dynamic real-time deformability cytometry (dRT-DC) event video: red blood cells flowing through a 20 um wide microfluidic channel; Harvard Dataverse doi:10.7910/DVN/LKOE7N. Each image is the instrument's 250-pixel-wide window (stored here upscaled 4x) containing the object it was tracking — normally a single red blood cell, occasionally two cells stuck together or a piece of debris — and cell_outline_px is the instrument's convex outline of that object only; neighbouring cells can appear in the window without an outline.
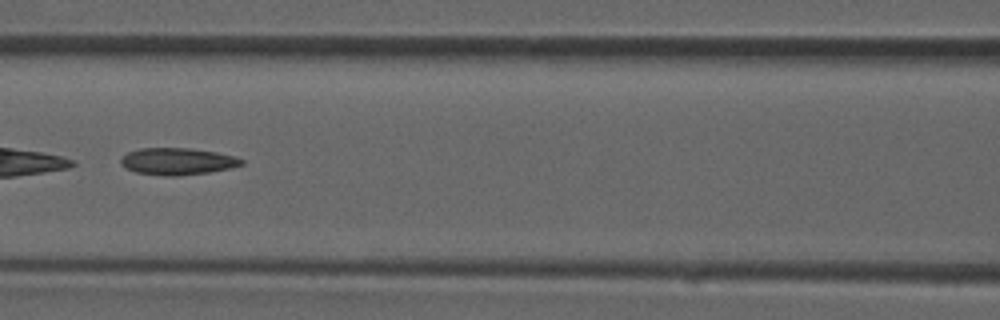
{"species": "common noctule bat (a hibernating species)", "species_latin": "Nyctalus noctula", "temperature_condition": "room temperature", "stored_images_in_passage": 37, "camera_frame_rate_fps": 3000, "um_per_image_px": 0.085, "animal": {"sex": "male", "forearm_length_mm": 52.5}, "frame": {"image": 1, "passage_image": 16, "time_ms": 5.0, "image_size_px": [1000, 320], "cell_outline_px": [[244, 164], [232, 168], [208, 172], [176, 176], [164, 176], [136, 172], [120, 164], [120, 160], [128, 152], [140, 148], [192, 148], [216, 152], [232, 156], [244, 160]], "centroid_in_image_um": [15.1, 13.71], "position_along_channel_um": 151.5, "area_um2": 18.84}}